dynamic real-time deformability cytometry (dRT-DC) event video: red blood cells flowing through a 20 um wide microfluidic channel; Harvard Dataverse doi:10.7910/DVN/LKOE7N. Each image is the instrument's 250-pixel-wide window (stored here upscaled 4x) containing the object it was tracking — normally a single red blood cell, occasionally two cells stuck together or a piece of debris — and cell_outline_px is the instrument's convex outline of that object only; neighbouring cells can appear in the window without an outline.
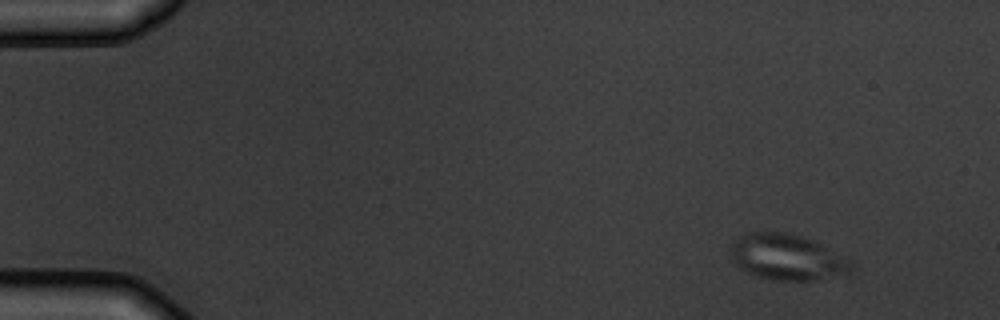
{"species": "common noctule bat (a hibernating species)", "species_latin": "Nyctalus noctula", "temperature_condition": "warm", "stored_images_in_passage": 9, "camera_frame_rate_fps": 3000, "um_per_image_px": 0.085, "animal": {"sex": "male", "body_mass_g": 19.5, "forearm_length_mm": 54.6}, "frame": {"image": 1, "passage_image": 1, "time_ms": 0.0, "image_size_px": [1000, 320], "cell_outline_px": [[856, 268], [852, 272], [844, 276], [812, 280], [776, 280], [760, 276], [748, 272], [740, 268], [728, 256], [732, 244], [740, 236], [748, 232], [784, 232], [800, 236], [812, 240], [852, 260], [856, 264]], "centroid_in_image_um": [66.96, 21.87], "position_along_channel_um": 18.0, "area_um2": 32.48}}
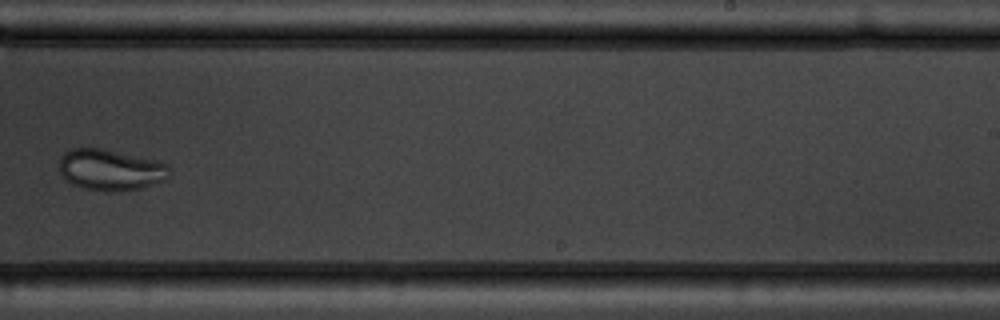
{"frame": {"image": 2, "passage_image": 9, "time_ms": 10.0, "image_size_px": [1000, 320], "cell_outline_px": [[168, 176], [164, 180], [140, 188], [124, 192], [104, 192], [84, 188], [72, 184], [64, 180], [60, 172], [60, 156], [64, 152], [72, 148], [100, 148], [152, 160], [168, 164]], "centroid_in_image_um": [9.33, 14.46], "position_along_channel_um": 279.7, "area_um2": 26.3}}